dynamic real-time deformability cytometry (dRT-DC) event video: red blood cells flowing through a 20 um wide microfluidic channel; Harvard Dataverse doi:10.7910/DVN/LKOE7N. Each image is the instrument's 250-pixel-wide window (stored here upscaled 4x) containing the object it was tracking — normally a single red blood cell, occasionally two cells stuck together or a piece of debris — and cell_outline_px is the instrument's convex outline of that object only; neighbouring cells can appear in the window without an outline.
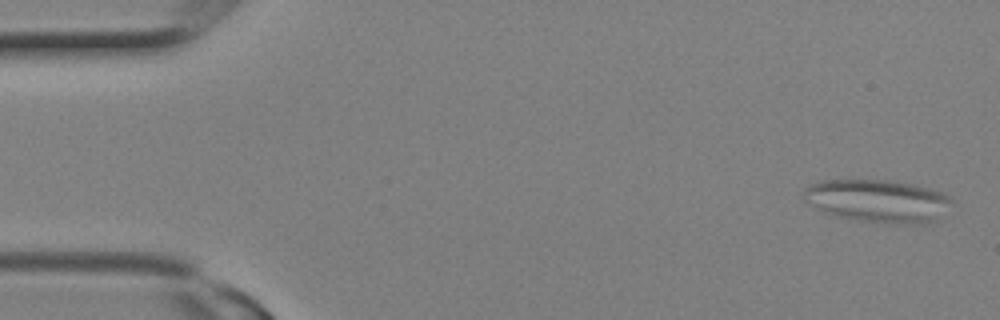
{"species": "Egyptian fruit bat (a non-hibernating species)", "species_latin": "Rousettus aegyptiacus", "temperature_condition": "room temperature", "stored_images_in_passage": 9, "camera_frame_rate_fps": 3000, "um_per_image_px": 0.085, "animal": {"sex": "female"}, "frame": {"image": 1, "passage_image": 1, "time_ms": 0.0, "image_size_px": [1000, 320], "cell_outline_px": [[956, 204], [940, 220], [920, 224], [888, 224], [852, 220], [836, 216], [816, 208], [808, 204], [804, 200], [804, 188], [820, 180], [888, 180], [912, 184], [932, 188], [944, 192], [952, 196]], "centroid_in_image_um": [74.74, 17.1], "position_along_channel_um": 10.3, "area_um2": 38.09}}